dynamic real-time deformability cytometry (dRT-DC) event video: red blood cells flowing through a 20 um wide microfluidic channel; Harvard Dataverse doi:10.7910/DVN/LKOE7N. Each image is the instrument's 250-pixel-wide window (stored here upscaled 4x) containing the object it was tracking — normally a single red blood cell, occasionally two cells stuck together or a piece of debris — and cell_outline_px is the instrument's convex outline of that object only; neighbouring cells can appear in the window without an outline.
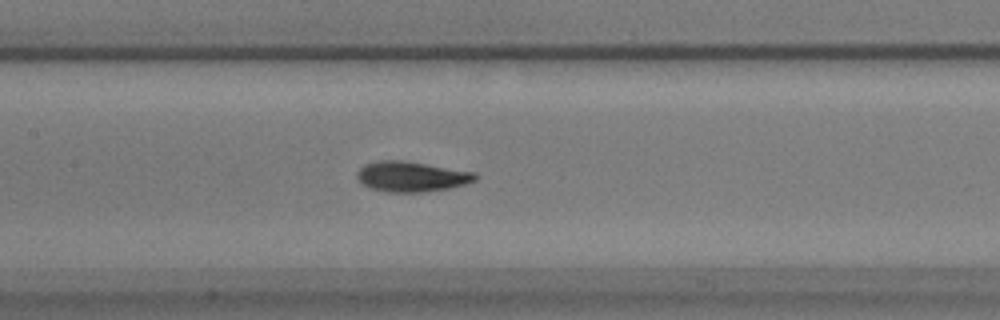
{"species": "common noctule bat (a hibernating species)", "species_latin": "Nyctalus noctula", "temperature_condition": "warm", "stored_images_in_passage": 43, "camera_frame_rate_fps": 3000, "um_per_image_px": 0.085, "animal": {"sex": "male", "body_mass_g": 17.9}, "frame": {"image": 1, "passage_image": 27, "time_ms": 8.667, "image_size_px": [1000, 320], "cell_outline_px": [[480, 176], [476, 180], [452, 188], [424, 192], [388, 192], [372, 188], [364, 184], [356, 176], [356, 172], [364, 164], [380, 160], [404, 160], [476, 172]], "centroid_in_image_um": [35.02, 15.0], "position_along_channel_um": 172.4, "area_um2": 20.98}}
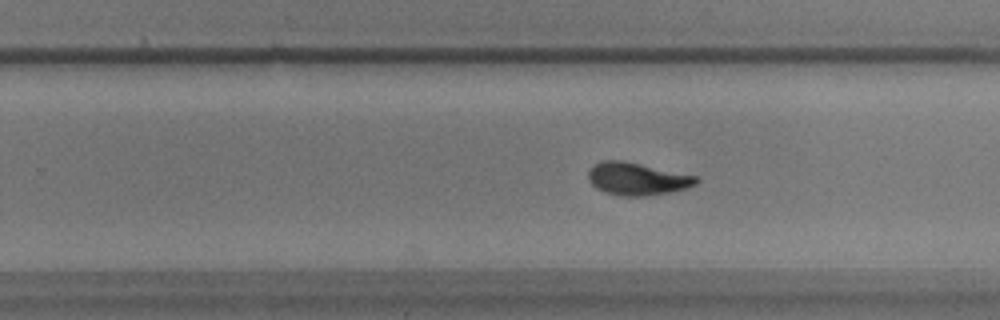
{"frame": {"image": 2, "passage_image": 36, "time_ms": 11.667, "image_size_px": [1000, 320], "cell_outline_px": [[700, 180], [696, 184], [684, 188], [668, 192], [640, 196], [624, 196], [604, 192], [596, 188], [588, 180], [588, 172], [596, 164], [604, 160], [624, 160], [696, 176]], "centroid_in_image_um": [54.13, 15.19], "position_along_channel_um": 275.7, "area_um2": 20.17}}
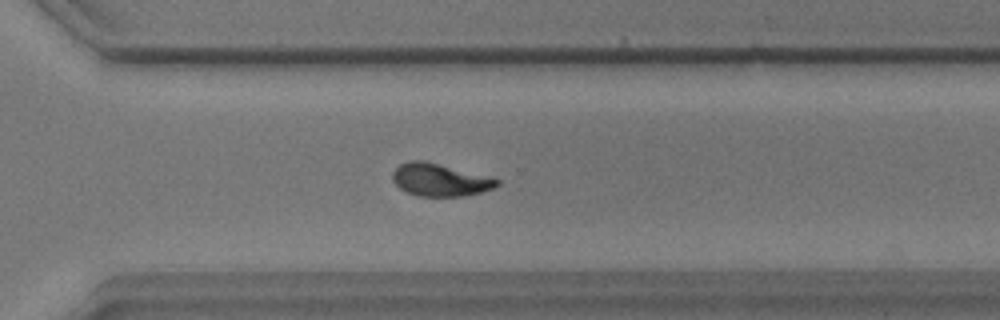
{"frame": {"image": 3, "passage_image": 41, "time_ms": 13.333, "image_size_px": [1000, 320], "cell_outline_px": [[500, 184], [492, 188], [480, 192], [464, 196], [416, 196], [400, 188], [392, 180], [392, 172], [400, 164], [408, 160], [424, 160], [500, 180]], "centroid_in_image_um": [37.34, 15.29], "position_along_channel_um": 333.3, "area_um2": 19.54}}